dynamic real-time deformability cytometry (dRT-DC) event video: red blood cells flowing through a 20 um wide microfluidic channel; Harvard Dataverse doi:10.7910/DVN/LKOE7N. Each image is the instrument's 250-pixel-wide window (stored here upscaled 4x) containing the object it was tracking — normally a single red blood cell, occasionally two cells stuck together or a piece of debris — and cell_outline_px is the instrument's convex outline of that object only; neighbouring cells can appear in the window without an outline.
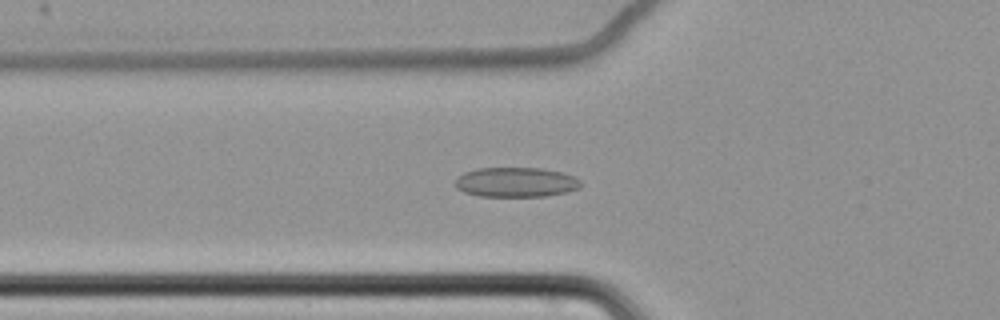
{"species": "common noctule bat (a hibernating species)", "species_latin": "Nyctalus noctula", "temperature_condition": "cold", "stored_images_in_passage": 63, "camera_frame_rate_fps": 3000, "um_per_image_px": 0.085, "animal": {"sex": "female", "body_mass_g": 22.7, "forearm_length_mm": 54.2}, "frame": {"image": 1, "passage_image": 25, "time_ms": 8.0, "image_size_px": [1000, 320], "cell_outline_px": [[580, 188], [568, 192], [544, 196], [480, 196], [464, 192], [456, 188], [456, 180], [464, 172], [480, 168], [540, 168], [560, 172], [572, 176], [580, 180]], "centroid_in_image_um": [43.86, 15.49], "position_along_channel_um": 81.9, "area_um2": 21.56}}
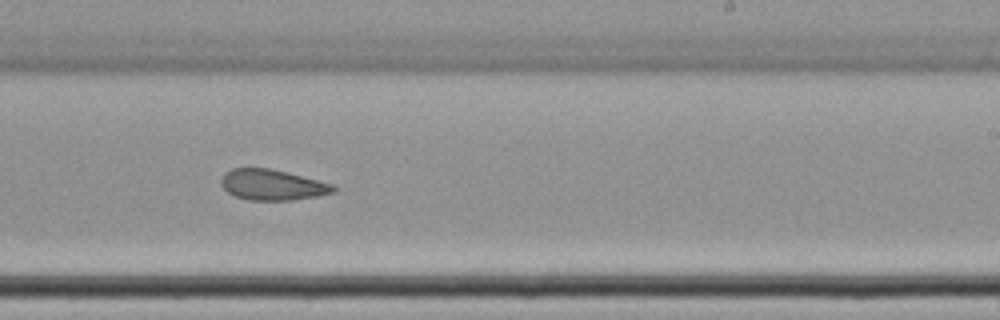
{"frame": {"image": 2, "passage_image": 41, "time_ms": 13.333, "image_size_px": [1000, 320], "cell_outline_px": [[336, 192], [316, 196], [292, 200], [248, 200], [236, 196], [228, 192], [220, 184], [220, 180], [224, 172], [232, 168], [268, 168], [332, 184], [336, 188]], "centroid_in_image_um": [23.1, 15.71], "position_along_channel_um": 265.9, "area_um2": 19.83}}
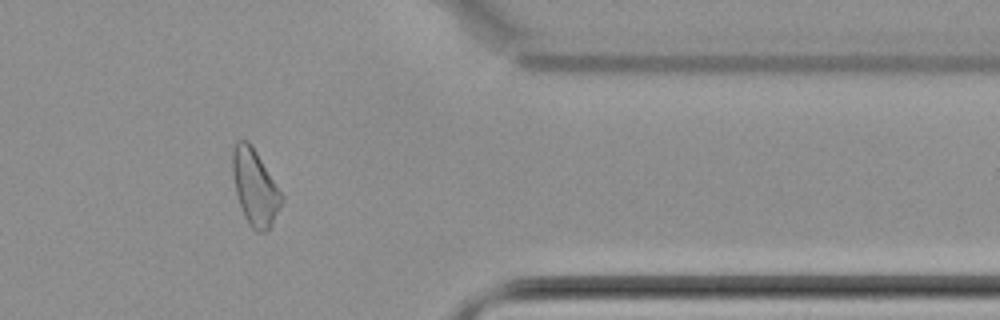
{"frame": {"image": 3, "passage_image": 53, "time_ms": 17.333, "image_size_px": [1000, 320], "cell_outline_px": [[284, 200], [272, 224], [264, 232], [256, 232], [248, 224], [244, 216], [236, 192], [232, 172], [232, 148], [236, 140], [248, 140], [256, 152], [284, 196]], "centroid_in_image_um": [21.67, 15.92], "position_along_channel_um": 389.7, "area_um2": 21.62}, "authors_computed_cell_mechanics": {"area_um2": 22.0796, "velocity_mm_per_s": 3.4568, "shape_relaxation_time_tau1_ms": null, "shape_relaxation_time_tau2_ms": 3.5963, "deformation_change_tau1": null, "deformation_change_tau2": 0.099}}